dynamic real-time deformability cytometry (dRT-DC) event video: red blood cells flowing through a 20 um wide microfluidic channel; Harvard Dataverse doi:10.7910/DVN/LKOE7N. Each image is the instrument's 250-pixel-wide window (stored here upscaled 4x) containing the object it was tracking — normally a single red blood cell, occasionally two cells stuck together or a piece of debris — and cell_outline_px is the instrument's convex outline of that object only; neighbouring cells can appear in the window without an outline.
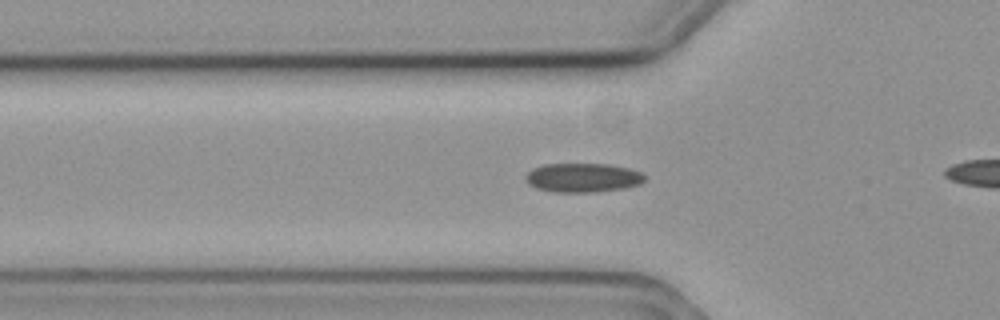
{"species": "common noctule bat (a hibernating species)", "species_latin": "Nyctalus noctula", "temperature_condition": "cold", "stored_images_in_passage": 30, "camera_frame_rate_fps": 3000, "um_per_image_px": 0.085, "animal": {"sex": "female", "body_mass_g": 19.3, "forearm_length_mm": 54.1}, "frame": {"image": 1, "passage_image": 3, "time_ms": 0.667, "image_size_px": [1000, 320], "cell_outline_px": [[644, 180], [640, 184], [624, 188], [592, 192], [556, 192], [536, 188], [528, 184], [524, 180], [524, 176], [532, 168], [544, 164], [608, 164], [628, 168], [640, 172], [644, 176]], "centroid_in_image_um": [49.49, 15.1], "position_along_channel_um": 76.3, "area_um2": 20.17}}
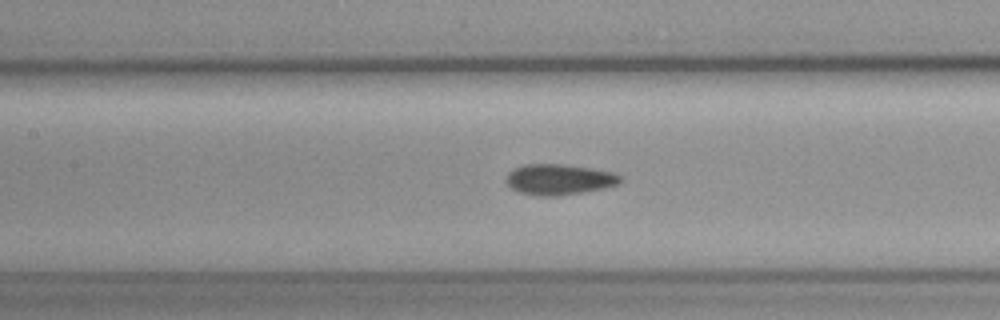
{"frame": {"image": 2, "passage_image": 10, "time_ms": 3.0, "image_size_px": [1000, 320], "cell_outline_px": [[624, 180], [620, 184], [604, 188], [584, 192], [556, 196], [540, 196], [520, 192], [512, 188], [508, 184], [508, 172], [524, 164], [564, 164], [592, 168], [616, 172]], "centroid_in_image_um": [47.61, 15.25], "position_along_channel_um": 159.8, "area_um2": 20.46}}
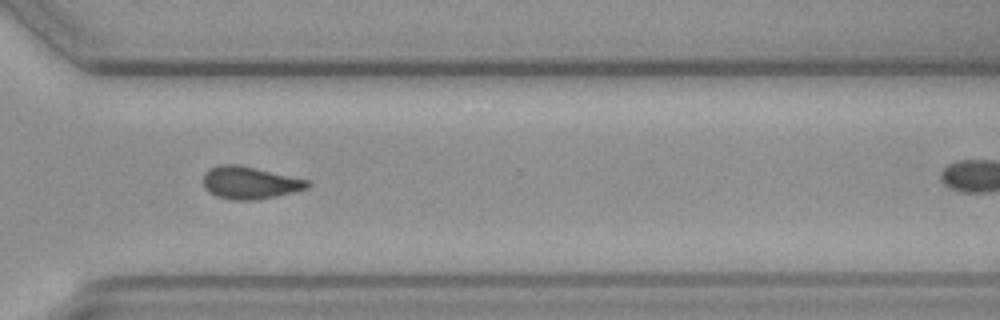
{"frame": {"image": 3, "passage_image": 26, "time_ms": 8.333, "image_size_px": [1000, 320], "cell_outline_px": [[312, 184], [308, 188], [276, 196], [256, 200], [228, 200], [216, 196], [208, 192], [204, 188], [204, 172], [208, 168], [220, 164], [240, 164], [308, 180]], "centroid_in_image_um": [21.2, 15.53], "position_along_channel_um": 349.4, "area_um2": 19.94}}